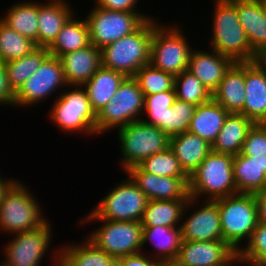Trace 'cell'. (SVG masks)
Here are the masks:
<instances>
[{"label": "cell", "instance_id": "obj_44", "mask_svg": "<svg viewBox=\"0 0 266 266\" xmlns=\"http://www.w3.org/2000/svg\"><path fill=\"white\" fill-rule=\"evenodd\" d=\"M0 105L14 108V92L9 87L4 63L0 61Z\"/></svg>", "mask_w": 266, "mask_h": 266}, {"label": "cell", "instance_id": "obj_30", "mask_svg": "<svg viewBox=\"0 0 266 266\" xmlns=\"http://www.w3.org/2000/svg\"><path fill=\"white\" fill-rule=\"evenodd\" d=\"M74 16L67 20L56 39L47 48L50 55L60 58L64 54L90 45L89 25L86 18L79 20L75 14Z\"/></svg>", "mask_w": 266, "mask_h": 266}, {"label": "cell", "instance_id": "obj_20", "mask_svg": "<svg viewBox=\"0 0 266 266\" xmlns=\"http://www.w3.org/2000/svg\"><path fill=\"white\" fill-rule=\"evenodd\" d=\"M233 173L237 193L256 194L266 189V154L233 156Z\"/></svg>", "mask_w": 266, "mask_h": 266}, {"label": "cell", "instance_id": "obj_50", "mask_svg": "<svg viewBox=\"0 0 266 266\" xmlns=\"http://www.w3.org/2000/svg\"><path fill=\"white\" fill-rule=\"evenodd\" d=\"M54 251V255L53 256H51V257H54L53 259V263H52V265L53 266H60V249H56V251L55 250H53ZM55 252H57V253H55Z\"/></svg>", "mask_w": 266, "mask_h": 266}, {"label": "cell", "instance_id": "obj_47", "mask_svg": "<svg viewBox=\"0 0 266 266\" xmlns=\"http://www.w3.org/2000/svg\"><path fill=\"white\" fill-rule=\"evenodd\" d=\"M266 76V47L255 52L252 61Z\"/></svg>", "mask_w": 266, "mask_h": 266}, {"label": "cell", "instance_id": "obj_24", "mask_svg": "<svg viewBox=\"0 0 266 266\" xmlns=\"http://www.w3.org/2000/svg\"><path fill=\"white\" fill-rule=\"evenodd\" d=\"M170 149L181 168L190 176L212 151V145L188 131L170 137Z\"/></svg>", "mask_w": 266, "mask_h": 266}, {"label": "cell", "instance_id": "obj_22", "mask_svg": "<svg viewBox=\"0 0 266 266\" xmlns=\"http://www.w3.org/2000/svg\"><path fill=\"white\" fill-rule=\"evenodd\" d=\"M243 115L254 123H266V76L253 62H245Z\"/></svg>", "mask_w": 266, "mask_h": 266}, {"label": "cell", "instance_id": "obj_7", "mask_svg": "<svg viewBox=\"0 0 266 266\" xmlns=\"http://www.w3.org/2000/svg\"><path fill=\"white\" fill-rule=\"evenodd\" d=\"M123 170L137 166L148 157L167 150L170 137L157 126L142 120L118 128Z\"/></svg>", "mask_w": 266, "mask_h": 266}, {"label": "cell", "instance_id": "obj_49", "mask_svg": "<svg viewBox=\"0 0 266 266\" xmlns=\"http://www.w3.org/2000/svg\"><path fill=\"white\" fill-rule=\"evenodd\" d=\"M238 262H241V264L243 263L241 259L239 258L238 252L236 251L225 263H221L215 266H234V264Z\"/></svg>", "mask_w": 266, "mask_h": 266}, {"label": "cell", "instance_id": "obj_41", "mask_svg": "<svg viewBox=\"0 0 266 266\" xmlns=\"http://www.w3.org/2000/svg\"><path fill=\"white\" fill-rule=\"evenodd\" d=\"M246 246L238 251L242 262L257 263L266 266V224L258 222L247 240Z\"/></svg>", "mask_w": 266, "mask_h": 266}, {"label": "cell", "instance_id": "obj_23", "mask_svg": "<svg viewBox=\"0 0 266 266\" xmlns=\"http://www.w3.org/2000/svg\"><path fill=\"white\" fill-rule=\"evenodd\" d=\"M212 98L229 113L243 114L245 102V62H235L220 81Z\"/></svg>", "mask_w": 266, "mask_h": 266}, {"label": "cell", "instance_id": "obj_10", "mask_svg": "<svg viewBox=\"0 0 266 266\" xmlns=\"http://www.w3.org/2000/svg\"><path fill=\"white\" fill-rule=\"evenodd\" d=\"M147 197L129 177L118 183L91 212L82 219L140 222Z\"/></svg>", "mask_w": 266, "mask_h": 266}, {"label": "cell", "instance_id": "obj_5", "mask_svg": "<svg viewBox=\"0 0 266 266\" xmlns=\"http://www.w3.org/2000/svg\"><path fill=\"white\" fill-rule=\"evenodd\" d=\"M214 201L219 207L223 240L238 252L258 224L255 196L237 193Z\"/></svg>", "mask_w": 266, "mask_h": 266}, {"label": "cell", "instance_id": "obj_3", "mask_svg": "<svg viewBox=\"0 0 266 266\" xmlns=\"http://www.w3.org/2000/svg\"><path fill=\"white\" fill-rule=\"evenodd\" d=\"M237 194L233 173V156L211 151L189 176L190 197L217 200Z\"/></svg>", "mask_w": 266, "mask_h": 266}, {"label": "cell", "instance_id": "obj_12", "mask_svg": "<svg viewBox=\"0 0 266 266\" xmlns=\"http://www.w3.org/2000/svg\"><path fill=\"white\" fill-rule=\"evenodd\" d=\"M95 7L86 16L89 25L90 44L102 49L112 42L136 31L151 19L141 12L114 11Z\"/></svg>", "mask_w": 266, "mask_h": 266}, {"label": "cell", "instance_id": "obj_8", "mask_svg": "<svg viewBox=\"0 0 266 266\" xmlns=\"http://www.w3.org/2000/svg\"><path fill=\"white\" fill-rule=\"evenodd\" d=\"M144 100V93L137 81L133 77H126L108 104L96 115V134L140 121Z\"/></svg>", "mask_w": 266, "mask_h": 266}, {"label": "cell", "instance_id": "obj_4", "mask_svg": "<svg viewBox=\"0 0 266 266\" xmlns=\"http://www.w3.org/2000/svg\"><path fill=\"white\" fill-rule=\"evenodd\" d=\"M37 201L21 181L15 180L0 202V231L13 235L43 225L47 218Z\"/></svg>", "mask_w": 266, "mask_h": 266}, {"label": "cell", "instance_id": "obj_15", "mask_svg": "<svg viewBox=\"0 0 266 266\" xmlns=\"http://www.w3.org/2000/svg\"><path fill=\"white\" fill-rule=\"evenodd\" d=\"M198 201L192 197L189 198V208L194 206L195 210L189 217L182 218L180 225L182 240H223L218 204L215 201L205 200L204 204L201 205L202 207H197L196 210L195 205L200 204Z\"/></svg>", "mask_w": 266, "mask_h": 266}, {"label": "cell", "instance_id": "obj_18", "mask_svg": "<svg viewBox=\"0 0 266 266\" xmlns=\"http://www.w3.org/2000/svg\"><path fill=\"white\" fill-rule=\"evenodd\" d=\"M210 50V53L204 50H192L187 70L213 93L235 62L218 51Z\"/></svg>", "mask_w": 266, "mask_h": 266}, {"label": "cell", "instance_id": "obj_27", "mask_svg": "<svg viewBox=\"0 0 266 266\" xmlns=\"http://www.w3.org/2000/svg\"><path fill=\"white\" fill-rule=\"evenodd\" d=\"M125 78L123 73L101 66L89 81L82 85L96 115L108 104Z\"/></svg>", "mask_w": 266, "mask_h": 266}, {"label": "cell", "instance_id": "obj_43", "mask_svg": "<svg viewBox=\"0 0 266 266\" xmlns=\"http://www.w3.org/2000/svg\"><path fill=\"white\" fill-rule=\"evenodd\" d=\"M95 5L107 10L138 12V0H94Z\"/></svg>", "mask_w": 266, "mask_h": 266}, {"label": "cell", "instance_id": "obj_48", "mask_svg": "<svg viewBox=\"0 0 266 266\" xmlns=\"http://www.w3.org/2000/svg\"><path fill=\"white\" fill-rule=\"evenodd\" d=\"M15 181V179L13 180V178L11 179H6L5 177H3L1 175L0 172V202L2 200L3 194L4 192L9 188V186Z\"/></svg>", "mask_w": 266, "mask_h": 266}, {"label": "cell", "instance_id": "obj_35", "mask_svg": "<svg viewBox=\"0 0 266 266\" xmlns=\"http://www.w3.org/2000/svg\"><path fill=\"white\" fill-rule=\"evenodd\" d=\"M35 42L4 24L0 20V61L3 63L31 53Z\"/></svg>", "mask_w": 266, "mask_h": 266}, {"label": "cell", "instance_id": "obj_2", "mask_svg": "<svg viewBox=\"0 0 266 266\" xmlns=\"http://www.w3.org/2000/svg\"><path fill=\"white\" fill-rule=\"evenodd\" d=\"M215 3L210 39L212 50L234 62H252L255 52L239 22L235 0H215Z\"/></svg>", "mask_w": 266, "mask_h": 266}, {"label": "cell", "instance_id": "obj_19", "mask_svg": "<svg viewBox=\"0 0 266 266\" xmlns=\"http://www.w3.org/2000/svg\"><path fill=\"white\" fill-rule=\"evenodd\" d=\"M59 59L68 86H82L102 66L101 51L92 44L86 48L64 54Z\"/></svg>", "mask_w": 266, "mask_h": 266}, {"label": "cell", "instance_id": "obj_36", "mask_svg": "<svg viewBox=\"0 0 266 266\" xmlns=\"http://www.w3.org/2000/svg\"><path fill=\"white\" fill-rule=\"evenodd\" d=\"M176 98L196 106L212 99L210 90L190 71L185 70L174 79Z\"/></svg>", "mask_w": 266, "mask_h": 266}, {"label": "cell", "instance_id": "obj_54", "mask_svg": "<svg viewBox=\"0 0 266 266\" xmlns=\"http://www.w3.org/2000/svg\"><path fill=\"white\" fill-rule=\"evenodd\" d=\"M249 265H252V266H265V265H261V264H257V263H247Z\"/></svg>", "mask_w": 266, "mask_h": 266}, {"label": "cell", "instance_id": "obj_53", "mask_svg": "<svg viewBox=\"0 0 266 266\" xmlns=\"http://www.w3.org/2000/svg\"><path fill=\"white\" fill-rule=\"evenodd\" d=\"M263 8L264 14L266 15V0H259Z\"/></svg>", "mask_w": 266, "mask_h": 266}, {"label": "cell", "instance_id": "obj_16", "mask_svg": "<svg viewBox=\"0 0 266 266\" xmlns=\"http://www.w3.org/2000/svg\"><path fill=\"white\" fill-rule=\"evenodd\" d=\"M128 177L148 200H189V177H166L143 171L138 165L128 168Z\"/></svg>", "mask_w": 266, "mask_h": 266}, {"label": "cell", "instance_id": "obj_39", "mask_svg": "<svg viewBox=\"0 0 266 266\" xmlns=\"http://www.w3.org/2000/svg\"><path fill=\"white\" fill-rule=\"evenodd\" d=\"M138 166L151 174L166 177H189L181 168L179 160L170 147L143 160Z\"/></svg>", "mask_w": 266, "mask_h": 266}, {"label": "cell", "instance_id": "obj_9", "mask_svg": "<svg viewBox=\"0 0 266 266\" xmlns=\"http://www.w3.org/2000/svg\"><path fill=\"white\" fill-rule=\"evenodd\" d=\"M69 88L56 96L49 117L61 131L97 135L96 114L91 108L86 90L80 85H72Z\"/></svg>", "mask_w": 266, "mask_h": 266}, {"label": "cell", "instance_id": "obj_28", "mask_svg": "<svg viewBox=\"0 0 266 266\" xmlns=\"http://www.w3.org/2000/svg\"><path fill=\"white\" fill-rule=\"evenodd\" d=\"M254 122L243 114L229 113L212 144V151L217 153L238 155Z\"/></svg>", "mask_w": 266, "mask_h": 266}, {"label": "cell", "instance_id": "obj_17", "mask_svg": "<svg viewBox=\"0 0 266 266\" xmlns=\"http://www.w3.org/2000/svg\"><path fill=\"white\" fill-rule=\"evenodd\" d=\"M235 252L224 240H182L175 260L181 266H215L225 263Z\"/></svg>", "mask_w": 266, "mask_h": 266}, {"label": "cell", "instance_id": "obj_11", "mask_svg": "<svg viewBox=\"0 0 266 266\" xmlns=\"http://www.w3.org/2000/svg\"><path fill=\"white\" fill-rule=\"evenodd\" d=\"M98 221L103 224L87 237L96 247L114 258L142 252L143 226L137 221L81 219V223Z\"/></svg>", "mask_w": 266, "mask_h": 266}, {"label": "cell", "instance_id": "obj_29", "mask_svg": "<svg viewBox=\"0 0 266 266\" xmlns=\"http://www.w3.org/2000/svg\"><path fill=\"white\" fill-rule=\"evenodd\" d=\"M188 209L189 200H148L140 222L142 226L180 227Z\"/></svg>", "mask_w": 266, "mask_h": 266}, {"label": "cell", "instance_id": "obj_26", "mask_svg": "<svg viewBox=\"0 0 266 266\" xmlns=\"http://www.w3.org/2000/svg\"><path fill=\"white\" fill-rule=\"evenodd\" d=\"M228 114L229 112L212 98L196 106L187 131L198 135L212 145Z\"/></svg>", "mask_w": 266, "mask_h": 266}, {"label": "cell", "instance_id": "obj_13", "mask_svg": "<svg viewBox=\"0 0 266 266\" xmlns=\"http://www.w3.org/2000/svg\"><path fill=\"white\" fill-rule=\"evenodd\" d=\"M61 61L49 55L14 93V107L34 106L48 99L58 89L67 87Z\"/></svg>", "mask_w": 266, "mask_h": 266}, {"label": "cell", "instance_id": "obj_6", "mask_svg": "<svg viewBox=\"0 0 266 266\" xmlns=\"http://www.w3.org/2000/svg\"><path fill=\"white\" fill-rule=\"evenodd\" d=\"M183 34L179 26H163L155 19L150 64L174 77L187 70L193 49L189 47L188 38Z\"/></svg>", "mask_w": 266, "mask_h": 266}, {"label": "cell", "instance_id": "obj_32", "mask_svg": "<svg viewBox=\"0 0 266 266\" xmlns=\"http://www.w3.org/2000/svg\"><path fill=\"white\" fill-rule=\"evenodd\" d=\"M150 241L158 250L154 249L153 258L159 261L175 260L182 242L181 229L180 227L143 226L142 246Z\"/></svg>", "mask_w": 266, "mask_h": 266}, {"label": "cell", "instance_id": "obj_21", "mask_svg": "<svg viewBox=\"0 0 266 266\" xmlns=\"http://www.w3.org/2000/svg\"><path fill=\"white\" fill-rule=\"evenodd\" d=\"M72 15L74 11L65 0L38 2V47L48 48Z\"/></svg>", "mask_w": 266, "mask_h": 266}, {"label": "cell", "instance_id": "obj_34", "mask_svg": "<svg viewBox=\"0 0 266 266\" xmlns=\"http://www.w3.org/2000/svg\"><path fill=\"white\" fill-rule=\"evenodd\" d=\"M50 55L46 47H37L31 53L4 63L9 87L15 93Z\"/></svg>", "mask_w": 266, "mask_h": 266}, {"label": "cell", "instance_id": "obj_38", "mask_svg": "<svg viewBox=\"0 0 266 266\" xmlns=\"http://www.w3.org/2000/svg\"><path fill=\"white\" fill-rule=\"evenodd\" d=\"M144 95H153L174 89L175 77L150 63L141 67L133 76Z\"/></svg>", "mask_w": 266, "mask_h": 266}, {"label": "cell", "instance_id": "obj_40", "mask_svg": "<svg viewBox=\"0 0 266 266\" xmlns=\"http://www.w3.org/2000/svg\"><path fill=\"white\" fill-rule=\"evenodd\" d=\"M144 112L148 120L141 119L144 123L157 126L161 130V122H164V114L167 108L172 107L176 100L175 89L153 95H144ZM150 118V119H149Z\"/></svg>", "mask_w": 266, "mask_h": 266}, {"label": "cell", "instance_id": "obj_52", "mask_svg": "<svg viewBox=\"0 0 266 266\" xmlns=\"http://www.w3.org/2000/svg\"><path fill=\"white\" fill-rule=\"evenodd\" d=\"M109 266H122L120 260L118 258H115L110 264Z\"/></svg>", "mask_w": 266, "mask_h": 266}, {"label": "cell", "instance_id": "obj_1", "mask_svg": "<svg viewBox=\"0 0 266 266\" xmlns=\"http://www.w3.org/2000/svg\"><path fill=\"white\" fill-rule=\"evenodd\" d=\"M155 20H146L136 31L100 49L101 65L133 77L144 65L150 63V45Z\"/></svg>", "mask_w": 266, "mask_h": 266}, {"label": "cell", "instance_id": "obj_33", "mask_svg": "<svg viewBox=\"0 0 266 266\" xmlns=\"http://www.w3.org/2000/svg\"><path fill=\"white\" fill-rule=\"evenodd\" d=\"M0 20L20 35L35 42L38 47V2H18L7 10Z\"/></svg>", "mask_w": 266, "mask_h": 266}, {"label": "cell", "instance_id": "obj_14", "mask_svg": "<svg viewBox=\"0 0 266 266\" xmlns=\"http://www.w3.org/2000/svg\"><path fill=\"white\" fill-rule=\"evenodd\" d=\"M51 223L46 221L37 229L13 235L14 238L4 246V266H40L52 238Z\"/></svg>", "mask_w": 266, "mask_h": 266}, {"label": "cell", "instance_id": "obj_45", "mask_svg": "<svg viewBox=\"0 0 266 266\" xmlns=\"http://www.w3.org/2000/svg\"><path fill=\"white\" fill-rule=\"evenodd\" d=\"M122 266H160V261L143 252L118 258Z\"/></svg>", "mask_w": 266, "mask_h": 266}, {"label": "cell", "instance_id": "obj_37", "mask_svg": "<svg viewBox=\"0 0 266 266\" xmlns=\"http://www.w3.org/2000/svg\"><path fill=\"white\" fill-rule=\"evenodd\" d=\"M196 105L176 98L172 107L167 108L161 130L169 137L186 132L194 115Z\"/></svg>", "mask_w": 266, "mask_h": 266}, {"label": "cell", "instance_id": "obj_51", "mask_svg": "<svg viewBox=\"0 0 266 266\" xmlns=\"http://www.w3.org/2000/svg\"><path fill=\"white\" fill-rule=\"evenodd\" d=\"M160 266H181L176 260L160 261Z\"/></svg>", "mask_w": 266, "mask_h": 266}, {"label": "cell", "instance_id": "obj_25", "mask_svg": "<svg viewBox=\"0 0 266 266\" xmlns=\"http://www.w3.org/2000/svg\"><path fill=\"white\" fill-rule=\"evenodd\" d=\"M236 12L254 52L266 47V15L259 0H235Z\"/></svg>", "mask_w": 266, "mask_h": 266}, {"label": "cell", "instance_id": "obj_31", "mask_svg": "<svg viewBox=\"0 0 266 266\" xmlns=\"http://www.w3.org/2000/svg\"><path fill=\"white\" fill-rule=\"evenodd\" d=\"M62 247L60 246V266H109L115 259L87 238L81 244L74 242Z\"/></svg>", "mask_w": 266, "mask_h": 266}, {"label": "cell", "instance_id": "obj_42", "mask_svg": "<svg viewBox=\"0 0 266 266\" xmlns=\"http://www.w3.org/2000/svg\"><path fill=\"white\" fill-rule=\"evenodd\" d=\"M240 154L263 156L266 154V123H254L243 142Z\"/></svg>", "mask_w": 266, "mask_h": 266}, {"label": "cell", "instance_id": "obj_46", "mask_svg": "<svg viewBox=\"0 0 266 266\" xmlns=\"http://www.w3.org/2000/svg\"><path fill=\"white\" fill-rule=\"evenodd\" d=\"M254 196L257 204L258 222L266 224V189L254 194Z\"/></svg>", "mask_w": 266, "mask_h": 266}]
</instances>
